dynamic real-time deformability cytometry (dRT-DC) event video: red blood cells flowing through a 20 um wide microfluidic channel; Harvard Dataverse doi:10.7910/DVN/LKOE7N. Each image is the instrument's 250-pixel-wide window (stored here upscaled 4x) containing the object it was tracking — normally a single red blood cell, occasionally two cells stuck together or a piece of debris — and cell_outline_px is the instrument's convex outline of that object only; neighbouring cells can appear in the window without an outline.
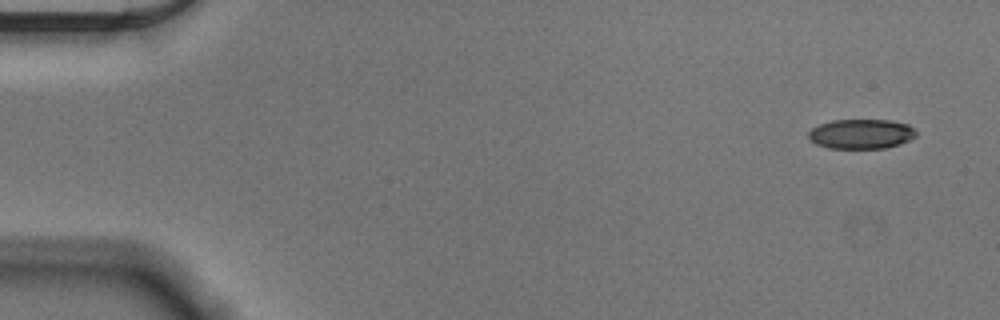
{"species": "Egyptian fruit bat (a non-hibernating species)", "species_latin": "Rousettus aegyptiacus", "temperature_condition": "cold", "stored_images_in_passage": 53, "camera_frame_rate_fps": 3000, "um_per_image_px": 0.085, "animal": {"sex": "male"}, "frame": {"image": 1, "passage_image": 1, "time_ms": 0.0, "image_size_px": [1000, 320], "cell_outline_px": [[916, 136], [900, 144], [884, 148], [828, 148], [816, 144], [808, 136], [808, 132], [812, 128], [820, 124], [832, 120], [892, 120], [908, 124], [916, 132]], "centroid_in_image_um": [73.2, 11.38], "position_along_channel_um": 11.8, "area_um2": 18.55}}
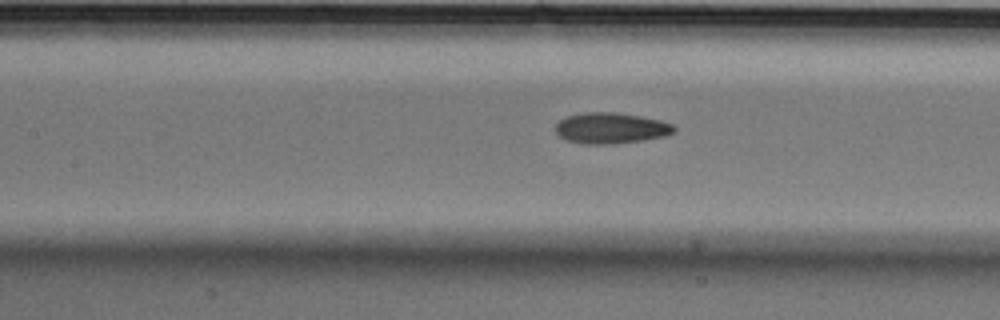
{"frame": {"image": 2, "passage_image": 23, "time_ms": 7.333, "image_size_px": [1000, 320], "cell_outline_px": [[676, 132], [664, 136], [644, 140], [612, 144], [580, 144], [568, 140], [560, 136], [556, 132], [556, 124], [560, 120], [568, 116], [584, 112], [616, 112], [640, 116], [660, 120], [672, 124], [676, 128]], "centroid_in_image_um": [51.94, 10.89], "position_along_channel_um": 155.5, "area_um2": 21.39}}
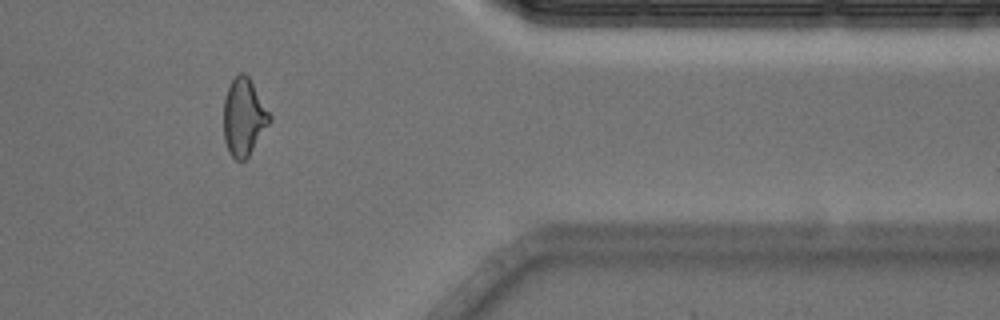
{"frame": {"image": 3, "passage_image": 44, "time_ms": 14.333, "image_size_px": [1000, 320], "cell_outline_px": [[272, 120], [248, 156], [244, 160], [236, 160], [228, 152], [224, 140], [224, 96], [232, 80], [240, 72], [244, 72], [248, 76], [272, 116]], "centroid_in_image_um": [20.72, 9.95], "position_along_channel_um": 390.7, "area_um2": 20.63}, "authors_computed_cell_mechanics": {"area_um2": 20.6924, "velocity_mm_per_s": 3.6271, "shape_relaxation_time_tau1_ms": 7.4894, "shape_relaxation_time_tau2_ms": 2.5585, "deformation_change_tau1": 0.1732, "deformation_change_tau2": 0.0867}}